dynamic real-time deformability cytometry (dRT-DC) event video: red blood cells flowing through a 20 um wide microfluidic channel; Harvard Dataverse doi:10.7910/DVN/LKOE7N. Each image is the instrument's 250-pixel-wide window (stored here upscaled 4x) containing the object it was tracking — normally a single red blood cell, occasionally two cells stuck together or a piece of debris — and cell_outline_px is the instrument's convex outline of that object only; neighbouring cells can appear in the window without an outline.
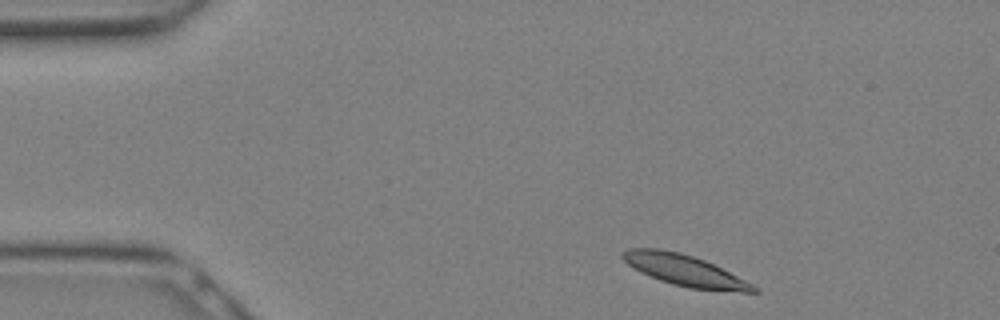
{"species": "Egyptian fruit bat (a non-hibernating species)", "species_latin": "Rousettus aegyptiacus", "temperature_condition": "warm", "stored_images_in_passage": 7, "camera_frame_rate_fps": 3000, "um_per_image_px": 0.085, "animal": {"sex": "female"}, "frame": {"image": 1, "passage_image": 1, "time_ms": 0.0, "image_size_px": [1000, 320], "cell_outline_px": [[760, 292], [740, 292], [688, 288], [672, 284], [660, 280], [640, 272], [628, 264], [620, 256], [620, 252], [628, 248], [660, 248], [680, 252], [704, 260], [752, 284]], "centroid_in_image_um": [58.13, 22.97], "position_along_channel_um": 26.9, "area_um2": 23.52}}
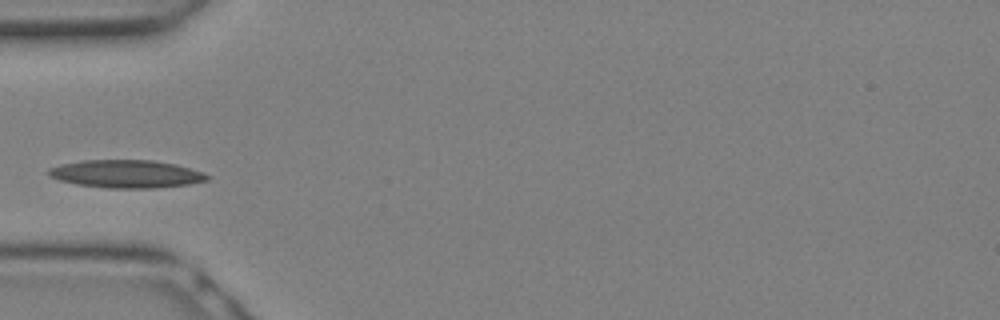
{"frame": {"image": 2, "passage_image": 6, "time_ms": 1.667, "image_size_px": [1000, 320], "cell_outline_px": [[212, 176], [208, 180], [188, 184], [156, 188], [108, 188], [76, 184], [60, 180], [48, 176], [48, 168], [60, 164], [84, 160], [152, 160], [176, 164], [204, 172]], "centroid_in_image_um": [10.75, 14.78], "position_along_channel_um": 74.2, "area_um2": 25.89}}